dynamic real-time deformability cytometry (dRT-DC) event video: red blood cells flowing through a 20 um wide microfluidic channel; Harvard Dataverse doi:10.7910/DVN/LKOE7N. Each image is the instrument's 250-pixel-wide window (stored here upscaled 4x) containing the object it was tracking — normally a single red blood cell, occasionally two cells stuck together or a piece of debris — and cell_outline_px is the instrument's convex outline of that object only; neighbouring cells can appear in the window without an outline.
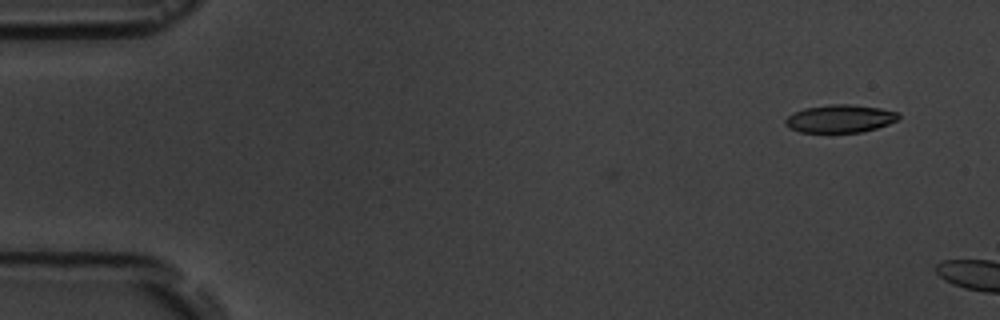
{"species": "common noctule bat (a hibernating species)", "species_latin": "Nyctalus noctula", "temperature_condition": "room temperature", "stored_images_in_passage": 4, "camera_frame_rate_fps": 3000, "um_per_image_px": 0.085, "animal": {"sex": "male", "body_mass_g": 19.5, "forearm_length_mm": 54.6}, "frame": {"image": 1, "passage_image": 4, "time_ms": 3.333, "image_size_px": [1000, 320], "cell_outline_px": [[900, 116], [896, 120], [888, 124], [876, 128], [860, 132], [800, 132], [788, 128], [784, 124], [784, 120], [792, 112], [804, 108], [832, 104], [848, 104], [880, 108], [900, 112]], "centroid_in_image_um": [71.37, 10.08], "position_along_channel_um": 13.6, "area_um2": 18.44}}